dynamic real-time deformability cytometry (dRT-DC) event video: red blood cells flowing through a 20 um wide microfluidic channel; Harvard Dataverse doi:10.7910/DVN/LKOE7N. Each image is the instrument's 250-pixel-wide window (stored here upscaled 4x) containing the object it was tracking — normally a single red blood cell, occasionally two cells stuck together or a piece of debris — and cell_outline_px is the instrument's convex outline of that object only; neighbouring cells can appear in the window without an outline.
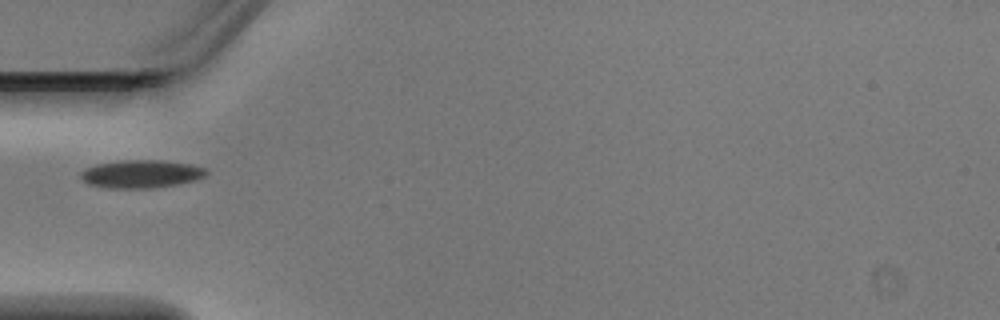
{"species": "Egyptian fruit bat (a non-hibernating species)", "species_latin": "Rousettus aegyptiacus", "temperature_condition": "warm", "stored_images_in_passage": 5, "camera_frame_rate_fps": 3000, "um_per_image_px": 0.085, "animal": {"sex": "male"}, "frame": {"image": 1, "passage_image": 5, "time_ms": 1.333, "image_size_px": [1000, 320], "cell_outline_px": [[208, 172], [204, 176], [196, 180], [156, 188], [108, 188], [88, 184], [80, 176], [80, 172], [96, 164], [120, 160], [164, 160], [192, 164], [204, 168]], "centroid_in_image_um": [12.01, 14.78], "position_along_channel_um": 73.0, "area_um2": 20.52}}